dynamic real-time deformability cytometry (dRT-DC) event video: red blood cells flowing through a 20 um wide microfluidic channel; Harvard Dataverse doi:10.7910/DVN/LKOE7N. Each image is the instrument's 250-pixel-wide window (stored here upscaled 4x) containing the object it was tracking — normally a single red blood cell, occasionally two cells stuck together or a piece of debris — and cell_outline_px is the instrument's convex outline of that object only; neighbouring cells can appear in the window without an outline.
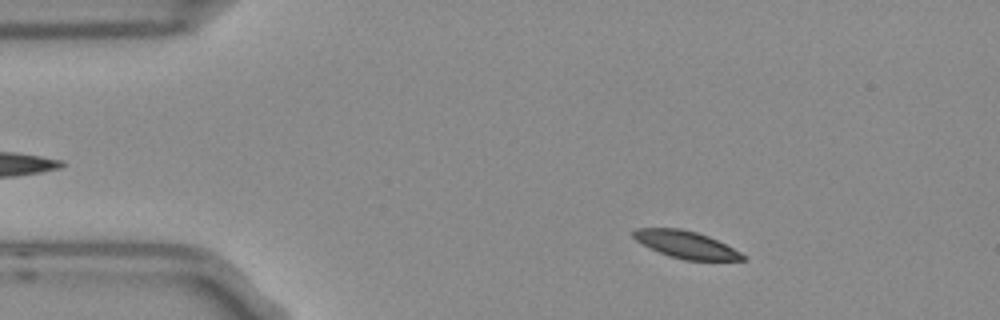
{"species": "Egyptian fruit bat (a non-hibernating species)", "species_latin": "Rousettus aegyptiacus", "temperature_condition": "room temperature", "stored_images_in_passage": 4, "segment_of_instrument_passage": [1, 2], "camera_frame_rate_fps": 3000, "um_per_image_px": 0.085, "frame": {"image": 1, "passage_image": 1, "time_ms": 0.0, "image_size_px": [1000, 320], "cell_outline_px": [[748, 256], [744, 260], [684, 260], [668, 256], [636, 240], [632, 236], [632, 232], [636, 228], [680, 228], [696, 232], [708, 236]], "centroid_in_image_um": [58.31, 20.79], "position_along_channel_um": 26.7, "area_um2": 17.11}}
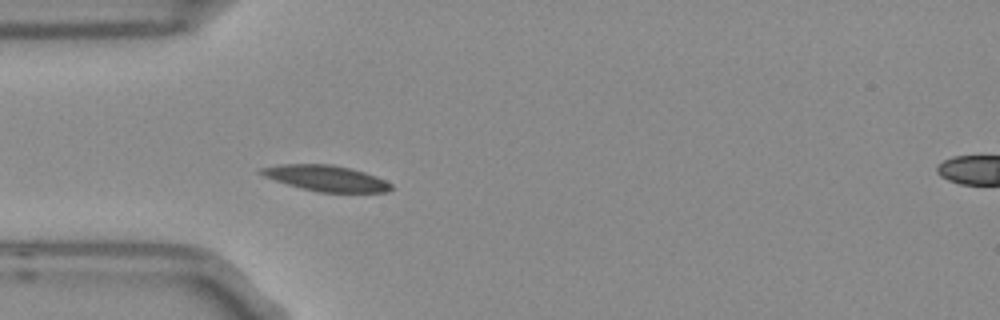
{"frame": {"image": 2, "passage_image": 3, "time_ms": 0.667, "image_size_px": [1000, 320], "cell_outline_px": [[392, 188], [388, 192], [316, 192], [300, 188], [264, 176], [256, 172], [260, 168], [280, 164], [332, 164], [364, 172], [376, 176], [392, 184]], "centroid_in_image_um": [27.69, 15.15], "position_along_channel_um": 57.3, "area_um2": 19.48}}